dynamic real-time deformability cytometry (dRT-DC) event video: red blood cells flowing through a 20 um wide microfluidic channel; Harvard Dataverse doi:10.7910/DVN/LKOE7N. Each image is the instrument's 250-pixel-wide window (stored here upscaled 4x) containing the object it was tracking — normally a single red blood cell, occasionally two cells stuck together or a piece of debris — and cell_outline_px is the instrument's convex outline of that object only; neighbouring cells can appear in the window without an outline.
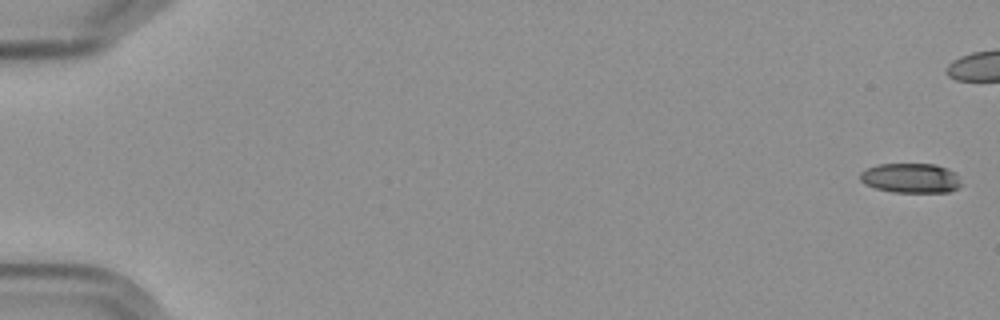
{"species": "Egyptian fruit bat (a non-hibernating species)", "species_latin": "Rousettus aegyptiacus", "temperature_condition": "cold", "stored_images_in_passage": 7, "camera_frame_rate_fps": 3000, "um_per_image_px": 0.085, "frame": {"image": 1, "passage_image": 1, "time_ms": 0.0, "image_size_px": [1000, 320], "cell_outline_px": [[960, 184], [956, 188], [948, 192], [892, 192], [876, 188], [864, 184], [860, 180], [860, 172], [876, 164], [936, 164], [948, 168], [956, 172]], "centroid_in_image_um": [77.39, 15.13], "position_along_channel_um": 7.6, "area_um2": 17.51}}
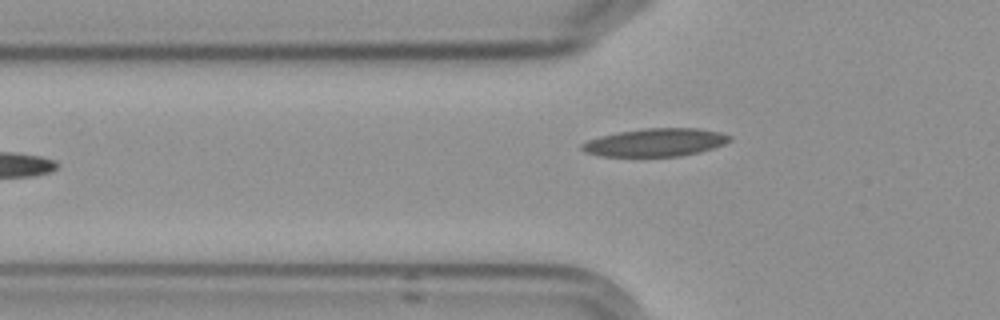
{"frame": {"image": 2, "passage_image": 7, "time_ms": 8.0, "image_size_px": [1000, 320], "cell_outline_px": [[732, 140], [724, 144], [712, 148], [680, 156], [600, 156], [584, 152], [580, 148], [580, 144], [588, 140], [600, 136], [616, 132], [644, 128], [700, 128], [720, 132], [732, 136]], "centroid_in_image_um": [55.69, 12.09], "position_along_channel_um": 70.1, "area_um2": 24.16}}